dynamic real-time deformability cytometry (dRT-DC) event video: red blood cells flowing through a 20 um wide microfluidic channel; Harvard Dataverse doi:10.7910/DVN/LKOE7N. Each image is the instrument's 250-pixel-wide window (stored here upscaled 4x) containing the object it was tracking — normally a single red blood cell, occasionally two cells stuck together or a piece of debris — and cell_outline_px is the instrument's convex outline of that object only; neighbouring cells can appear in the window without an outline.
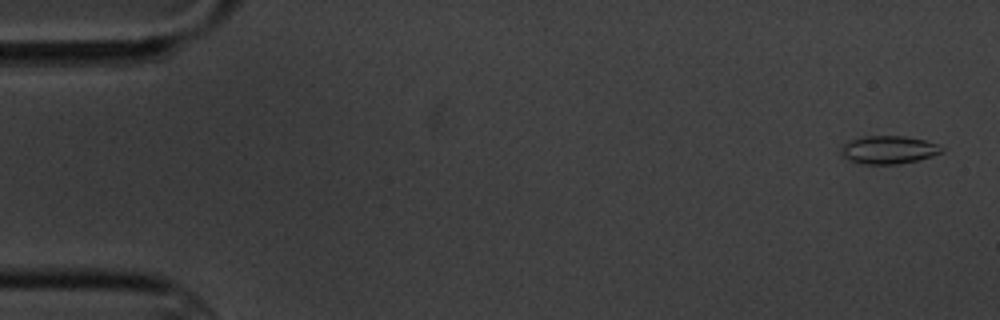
{"species": "common noctule bat (a hibernating species)", "species_latin": "Nyctalus noctula", "temperature_condition": "cold", "stored_images_in_passage": 6, "camera_frame_rate_fps": 3000, "um_per_image_px": 0.085, "animal": {"sex": "male", "body_mass_g": 20.1, "forearm_length_mm": 53.5}, "frame": {"image": 1, "passage_image": 1, "time_ms": 0.0, "image_size_px": [1000, 320], "cell_outline_px": [[944, 152], [932, 156], [900, 164], [864, 164], [848, 160], [840, 156], [840, 148], [844, 144], [852, 140], [864, 136], [904, 136], [924, 140], [936, 144], [944, 148]], "centroid_in_image_um": [75.51, 12.74], "position_along_channel_um": 9.5, "area_um2": 16.47}}
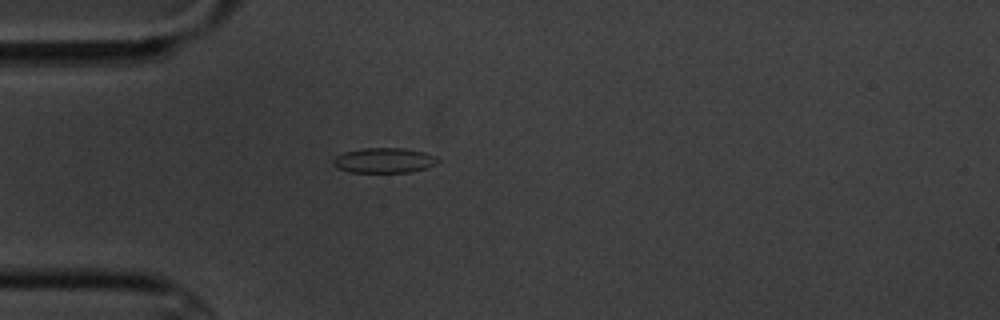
{"frame": {"image": 2, "passage_image": 5, "time_ms": 4.667, "image_size_px": [1000, 320], "cell_outline_px": [[440, 160], [424, 168], [412, 172], [348, 172], [336, 168], [332, 164], [332, 160], [336, 156], [344, 152], [364, 148], [404, 148], [424, 152], [436, 156]], "centroid_in_image_um": [32.59, 13.63], "position_along_channel_um": 52.4, "area_um2": 15.26}}